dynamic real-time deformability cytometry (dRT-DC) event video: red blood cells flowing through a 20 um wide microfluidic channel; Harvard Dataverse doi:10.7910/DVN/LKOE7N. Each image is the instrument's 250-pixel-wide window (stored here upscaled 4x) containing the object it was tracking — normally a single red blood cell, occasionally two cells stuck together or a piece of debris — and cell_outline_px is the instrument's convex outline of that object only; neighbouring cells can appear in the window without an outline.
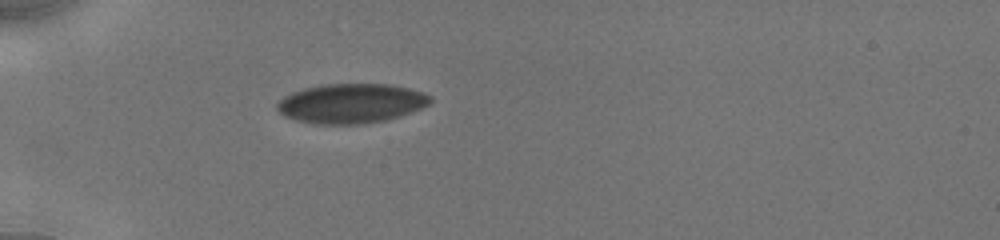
{"species": "human", "species_latin": "Homo sapiens", "temperature_condition": "cold", "stored_images_in_passage": 10, "camera_frame_rate_fps": 3000, "um_per_image_px": 0.085, "donor": {"sex": "male"}, "frame": {"image": 1, "passage_image": 1, "time_ms": 0.0, "image_size_px": [1000, 240], "cell_outline_px": [[432, 100], [428, 104], [420, 108], [400, 116], [384, 120], [364, 124], [316, 124], [296, 120], [284, 116], [276, 108], [276, 104], [284, 96], [292, 92], [304, 88], [320, 84], [388, 84], [408, 88], [424, 92], [432, 96]], "centroid_in_image_um": [29.83, 8.78], "position_along_channel_um": 55.2, "area_um2": 35.37}}
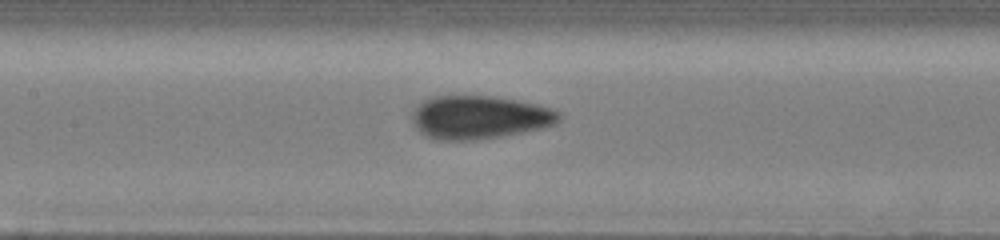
{"frame": {"image": 2, "passage_image": 7, "time_ms": 3.333, "image_size_px": [1000, 240], "cell_outline_px": [[560, 120], [556, 124], [544, 128], [500, 136], [476, 140], [432, 140], [420, 132], [412, 124], [412, 112], [424, 100], [432, 96], [492, 96], [516, 100], [536, 104], [560, 112]], "centroid_in_image_um": [40.72, 9.98], "position_along_channel_um": 166.7, "area_um2": 37.11}}
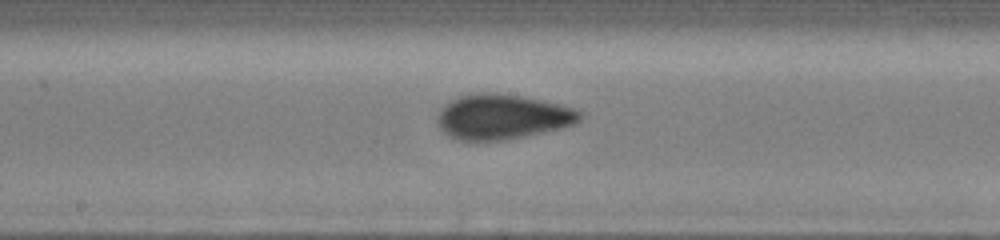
{"frame": {"image": 3, "passage_image": 9, "time_ms": 4.333, "image_size_px": [1000, 240], "cell_outline_px": [[584, 116], [580, 120], [572, 124], [560, 128], [524, 136], [504, 140], [456, 140], [448, 136], [440, 128], [436, 120], [436, 116], [440, 108], [444, 104], [460, 96], [476, 92], [488, 92], [520, 96], [560, 104], [572, 108], [580, 112]], "centroid_in_image_um": [42.64, 9.92], "position_along_channel_um": 205.6, "area_um2": 37.22}}